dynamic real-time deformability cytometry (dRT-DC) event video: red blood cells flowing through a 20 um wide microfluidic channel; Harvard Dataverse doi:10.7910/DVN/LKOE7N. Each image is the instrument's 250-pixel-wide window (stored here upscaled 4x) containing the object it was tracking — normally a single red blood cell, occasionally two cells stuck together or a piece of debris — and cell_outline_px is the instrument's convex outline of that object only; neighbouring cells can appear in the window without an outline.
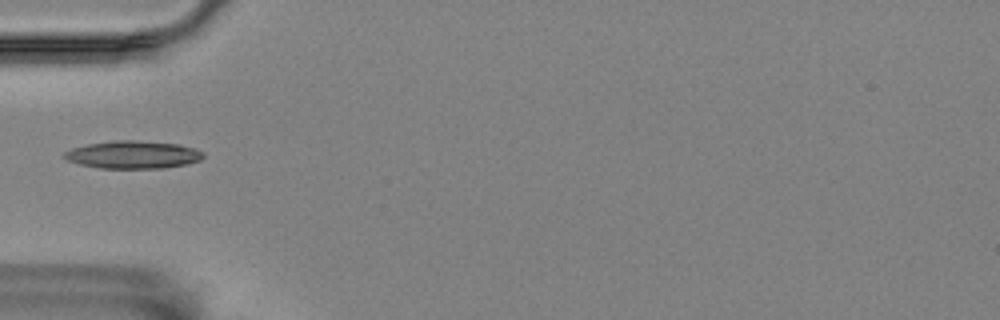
{"species": "Egyptian fruit bat (a non-hibernating species)", "species_latin": "Rousettus aegyptiacus", "temperature_condition": "room temperature", "stored_images_in_passage": 13, "camera_frame_rate_fps": 3000, "um_per_image_px": 0.085, "animal": {"sex": "female"}, "frame": {"image": 1, "passage_image": 1, "time_ms": 0.0, "image_size_px": [1000, 320], "cell_outline_px": [[204, 156], [200, 160], [184, 164], [164, 168], [100, 168], [80, 164], [68, 160], [60, 156], [64, 152], [72, 148], [88, 144], [116, 140], [136, 140], [180, 144], [204, 152]], "centroid_in_image_um": [11.28, 13.14], "position_along_channel_um": 73.7, "area_um2": 22.37}}
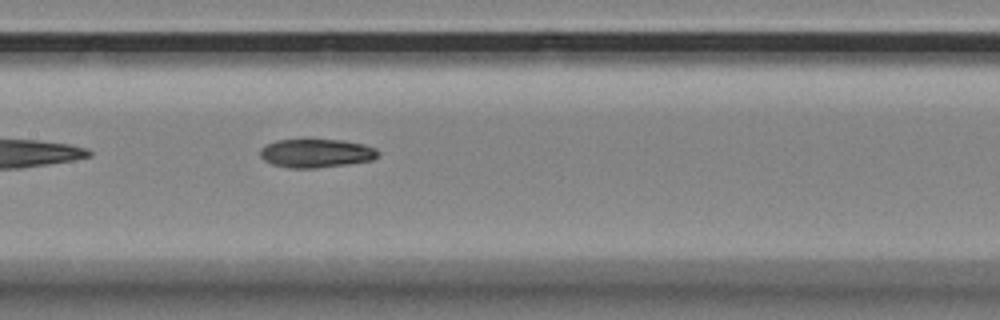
{"frame": {"image": 2, "passage_image": 10, "time_ms": 3.0, "image_size_px": [1000, 320], "cell_outline_px": [[380, 152], [372, 160], [348, 164], [316, 168], [288, 168], [272, 164], [264, 160], [260, 156], [260, 148], [276, 140], [344, 140], [364, 144], [376, 148]], "centroid_in_image_um": [26.88, 13.03], "position_along_channel_um": 180.5, "area_um2": 19.65}}